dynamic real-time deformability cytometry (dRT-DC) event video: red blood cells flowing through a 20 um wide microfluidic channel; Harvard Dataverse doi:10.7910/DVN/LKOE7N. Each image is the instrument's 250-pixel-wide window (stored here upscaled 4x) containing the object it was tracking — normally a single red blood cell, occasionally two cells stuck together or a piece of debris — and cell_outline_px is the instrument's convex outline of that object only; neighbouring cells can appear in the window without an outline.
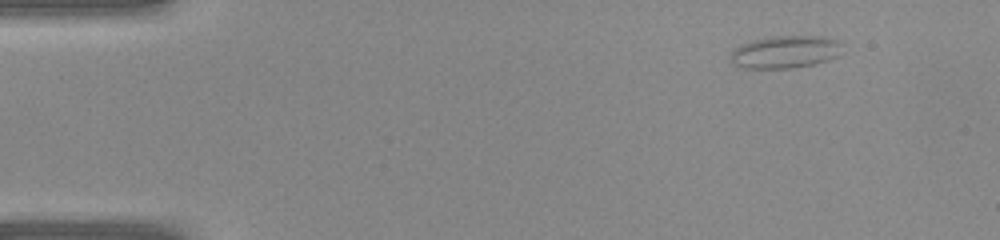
{"species": "common noctule bat (a hibernating species)", "species_latin": "Nyctalus noctula", "temperature_condition": "warm", "stored_images_in_passage": 38, "camera_frame_rate_fps": 3000, "um_per_image_px": 0.085, "animal": {"sex": "female", "body_mass_g": 22.0, "forearm_length_mm": 56.7}, "frame": {"image": 1, "passage_image": 1, "time_ms": 0.0, "image_size_px": [1000, 240], "cell_outline_px": [[840, 44], [836, 56], [828, 60], [812, 64], [792, 68], [744, 68], [732, 64], [732, 52], [740, 44], [752, 40], [776, 36], [820, 36], [840, 40]], "centroid_in_image_um": [66.71, 4.41], "position_along_channel_um": 18.3, "area_um2": 20.87}}
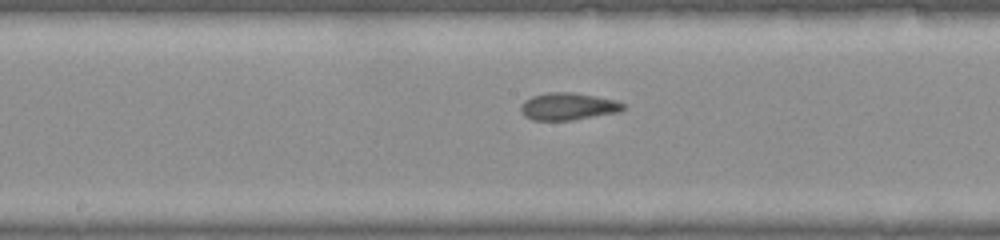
{"frame": {"image": 2, "passage_image": 18, "time_ms": 5.667, "image_size_px": [1000, 240], "cell_outline_px": [[624, 108], [620, 112], [572, 120], [532, 120], [524, 116], [520, 112], [520, 104], [524, 100], [532, 96], [548, 92], [572, 92], [616, 100], [624, 104]], "centroid_in_image_um": [48.24, 9.05], "position_along_channel_um": 200.0, "area_um2": 16.36}}
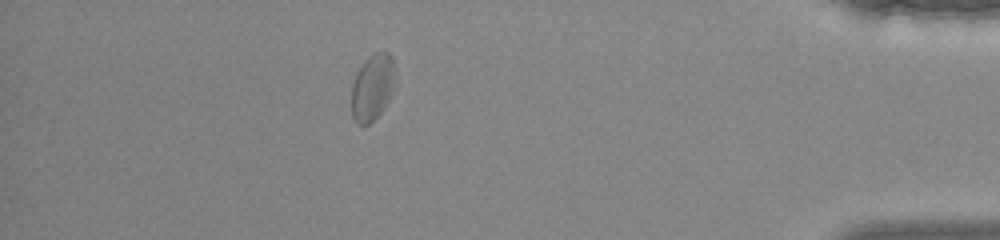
{"frame": {"image": 3, "passage_image": 33, "time_ms": 10.667, "image_size_px": [1000, 240], "cell_outline_px": [[396, 84], [384, 108], [368, 124], [356, 124], [352, 116], [352, 84], [356, 72], [376, 52], [388, 52], [392, 56], [396, 76]], "centroid_in_image_um": [31.69, 7.43], "position_along_channel_um": 403.5, "area_um2": 16.76}}